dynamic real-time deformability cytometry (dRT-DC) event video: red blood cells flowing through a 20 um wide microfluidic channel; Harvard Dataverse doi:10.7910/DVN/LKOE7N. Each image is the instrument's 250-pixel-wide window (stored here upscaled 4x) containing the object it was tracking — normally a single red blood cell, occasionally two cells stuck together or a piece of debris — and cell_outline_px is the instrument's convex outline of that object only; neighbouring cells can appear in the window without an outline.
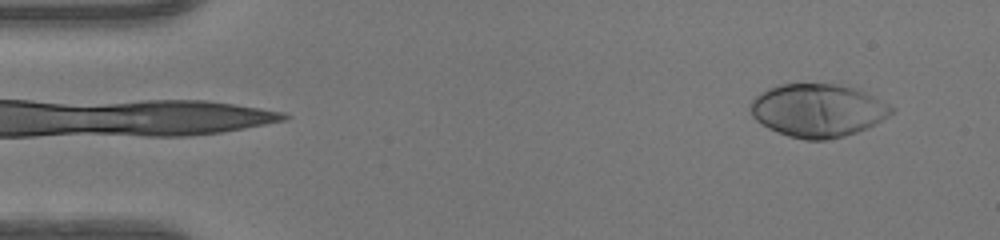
{"species": "human", "species_latin": "Homo sapiens", "temperature_condition": "warm", "stored_images_in_passage": 46, "camera_frame_rate_fps": 3000, "um_per_image_px": 0.085, "donor": {"sex": "female"}, "frame": {"image": 1, "passage_image": 1, "time_ms": 0.0, "image_size_px": [1000, 240], "cell_outline_px": [[896, 108], [888, 116], [868, 128], [844, 136], [828, 140], [804, 140], [788, 136], [768, 128], [756, 120], [752, 116], [748, 108], [748, 104], [760, 92], [768, 88], [780, 84], [840, 84], [856, 88]], "centroid_in_image_um": [69.48, 9.39], "position_along_channel_um": 15.5, "area_um2": 43.81}}
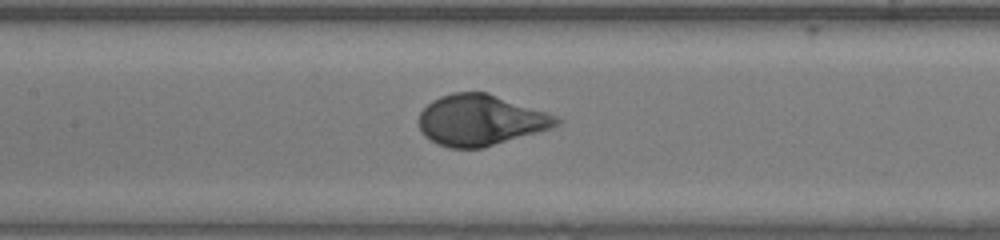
{"frame": {"image": 2, "passage_image": 20, "time_ms": 6.333, "image_size_px": [1000, 240], "cell_outline_px": [[564, 120], [560, 124], [552, 128], [484, 148], [448, 148], [424, 136], [420, 128], [420, 112], [432, 100], [440, 96], [452, 92], [488, 92], [560, 116]], "centroid_in_image_um": [40.91, 10.21], "position_along_channel_um": 166.5, "area_um2": 41.1}}
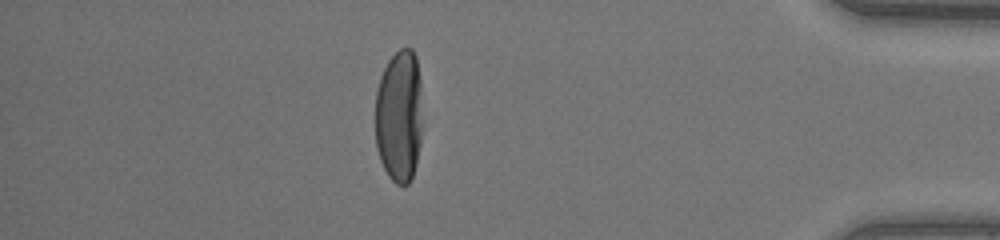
{"frame": {"image": 3, "passage_image": 40, "time_ms": 13.0, "image_size_px": [1000, 240], "cell_outline_px": [[420, 144], [416, 164], [412, 176], [408, 184], [396, 184], [388, 176], [380, 160], [376, 148], [376, 92], [380, 76], [388, 60], [400, 48], [412, 48], [416, 56], [420, 80]], "centroid_in_image_um": [33.91, 9.86], "position_along_channel_um": 401.3, "area_um2": 36.41}, "authors_computed_cell_mechanics": {"area_um2": 40.9802, "velocity_mm_per_s": 4.1596, "shape_relaxation_time_tau1_ms": 2.6691, "shape_relaxation_time_tau2_ms": null, "deformation_change_tau1": 0.2169, "deformation_change_tau2": null}}